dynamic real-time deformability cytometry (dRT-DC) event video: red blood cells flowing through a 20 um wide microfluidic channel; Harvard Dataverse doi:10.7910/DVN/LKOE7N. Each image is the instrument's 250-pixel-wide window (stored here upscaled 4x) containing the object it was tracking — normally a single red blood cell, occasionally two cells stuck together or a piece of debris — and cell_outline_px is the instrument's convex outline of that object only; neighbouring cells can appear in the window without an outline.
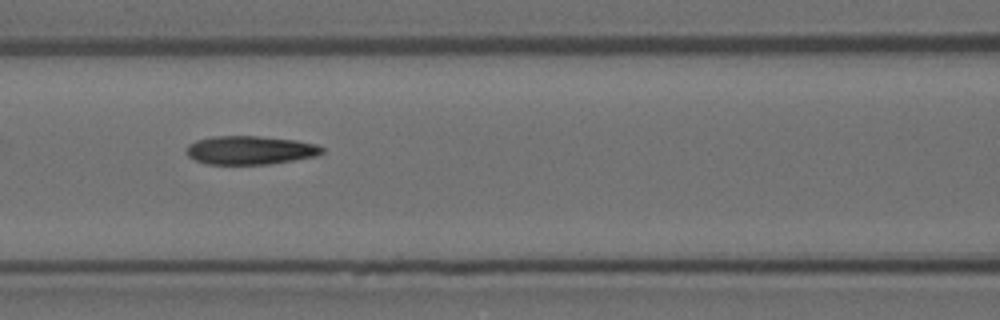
{"species": "Egyptian fruit bat (a non-hibernating species)", "species_latin": "Rousettus aegyptiacus", "temperature_condition": "room temperature", "stored_images_in_passage": 11, "camera_frame_rate_fps": 3000, "um_per_image_px": 0.085, "animal": {"sex": "female"}, "frame": {"image": 1, "passage_image": 7, "time_ms": 2.0, "image_size_px": [1000, 320], "cell_outline_px": [[324, 152], [316, 156], [268, 164], [208, 164], [196, 160], [188, 156], [184, 152], [188, 144], [196, 140], [212, 136], [256, 136], [296, 140], [316, 144], [324, 148]], "centroid_in_image_um": [21.23, 12.76], "position_along_channel_um": 145.4, "area_um2": 22.6}}
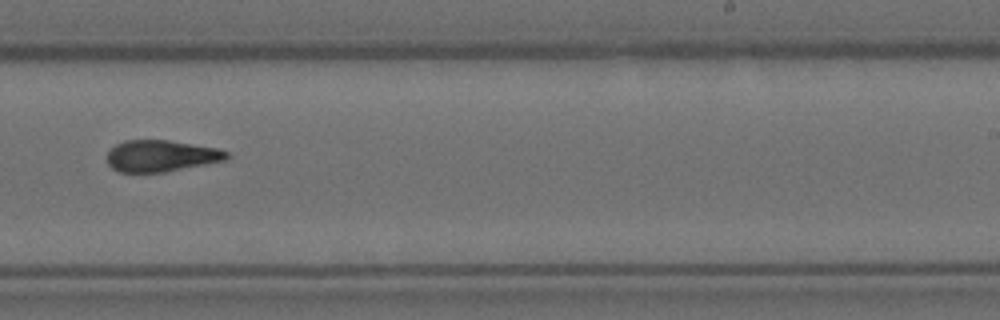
{"frame": {"image": 2, "passage_image": 10, "time_ms": 3.0, "image_size_px": [1000, 320], "cell_outline_px": [[232, 156], [224, 160], [164, 172], [120, 172], [112, 168], [108, 164], [108, 152], [116, 144], [124, 140], [168, 140], [216, 148], [228, 152]], "centroid_in_image_um": [13.68, 13.25], "position_along_channel_um": 275.3, "area_um2": 21.73}}
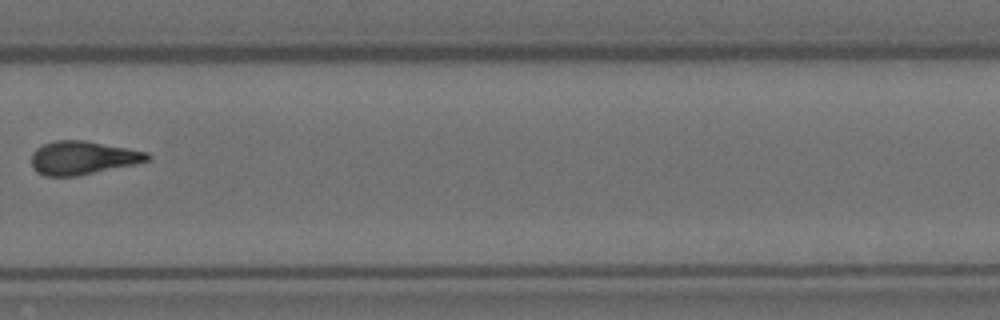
{"frame": {"image": 3, "passage_image": 11, "time_ms": 3.333, "image_size_px": [1000, 320], "cell_outline_px": [[152, 156], [148, 160], [136, 164], [76, 176], [44, 176], [32, 168], [32, 152], [36, 148], [44, 144], [56, 140], [84, 140], [128, 148], [148, 152]], "centroid_in_image_um": [7.03, 13.41], "position_along_channel_um": 322.8, "area_um2": 22.6}}